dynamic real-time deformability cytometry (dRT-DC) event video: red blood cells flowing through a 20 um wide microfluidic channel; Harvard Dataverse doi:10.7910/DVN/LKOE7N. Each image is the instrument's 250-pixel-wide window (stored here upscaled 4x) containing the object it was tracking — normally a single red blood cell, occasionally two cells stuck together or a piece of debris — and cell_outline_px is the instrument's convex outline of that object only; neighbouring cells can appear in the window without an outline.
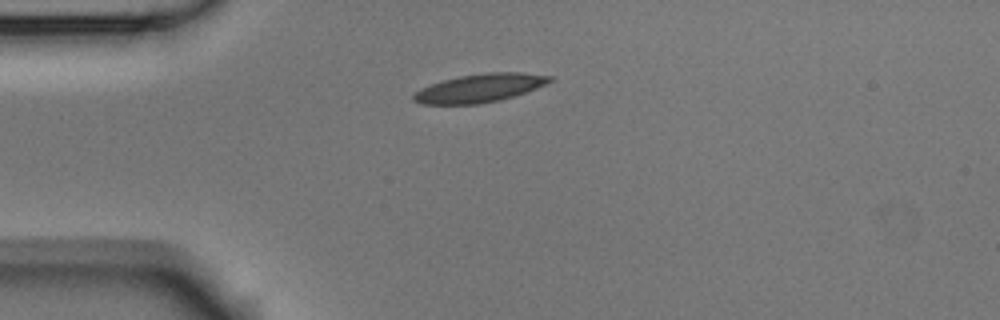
{"species": "Egyptian fruit bat (a non-hibernating species)", "species_latin": "Rousettus aegyptiacus", "temperature_condition": "room temperature", "stored_images_in_passage": 1, "camera_frame_rate_fps": 3000, "um_per_image_px": 0.085, "animal": {"sex": "male"}, "frame": {"image": 1, "passage_image": 1, "time_ms": 0.0, "image_size_px": [1000, 320], "cell_outline_px": [[552, 80], [548, 84], [500, 100], [480, 104], [424, 104], [412, 100], [412, 96], [420, 88], [444, 80], [460, 76], [488, 72], [520, 72], [552, 76]], "centroid_in_image_um": [40.78, 7.48], "position_along_channel_um": 44.2, "area_um2": 22.31}}